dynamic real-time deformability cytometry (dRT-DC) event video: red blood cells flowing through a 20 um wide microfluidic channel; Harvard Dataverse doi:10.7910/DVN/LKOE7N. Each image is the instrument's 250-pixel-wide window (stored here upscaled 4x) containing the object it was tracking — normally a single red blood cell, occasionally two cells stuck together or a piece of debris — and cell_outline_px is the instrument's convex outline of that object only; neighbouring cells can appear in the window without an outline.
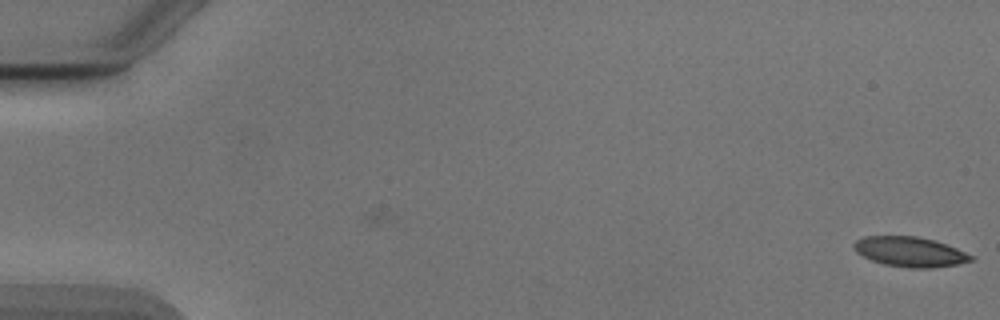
{"species": "Egyptian fruit bat (a non-hibernating species)", "species_latin": "Rousettus aegyptiacus", "temperature_condition": "cold", "stored_images_in_passage": 6, "camera_frame_rate_fps": 3000, "um_per_image_px": 0.085, "animal": {"sex": "male"}, "frame": {"image": 1, "passage_image": 6, "time_ms": 1.667, "image_size_px": [1000, 320], "cell_outline_px": [[976, 260], [956, 264], [932, 268], [908, 268], [884, 264], [872, 260], [856, 252], [852, 244], [856, 240], [864, 236], [916, 236], [936, 240], [976, 256]], "centroid_in_image_um": [77.38, 21.4], "position_along_channel_um": 7.6, "area_um2": 20.58}}